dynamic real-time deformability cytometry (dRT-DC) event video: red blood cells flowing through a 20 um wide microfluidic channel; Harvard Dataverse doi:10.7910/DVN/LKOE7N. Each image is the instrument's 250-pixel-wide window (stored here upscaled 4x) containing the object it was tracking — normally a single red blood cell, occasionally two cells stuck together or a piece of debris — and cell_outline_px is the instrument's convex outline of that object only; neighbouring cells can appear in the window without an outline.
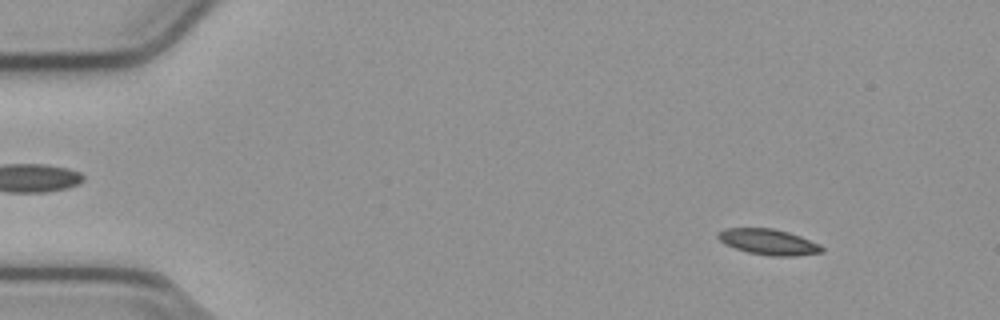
{"species": "common noctule bat (a hibernating species)", "species_latin": "Nyctalus noctula", "temperature_condition": "cold", "stored_images_in_passage": 54, "camera_frame_rate_fps": 3000, "um_per_image_px": 0.085, "animal": {"sex": "male", "body_mass_g": 23.1, "forearm_length_mm": 52.7}, "frame": {"image": 1, "passage_image": 6, "time_ms": 1.667, "image_size_px": [1000, 320], "cell_outline_px": [[824, 252], [796, 256], [772, 256], [748, 252], [724, 244], [716, 236], [716, 232], [724, 228], [772, 228], [788, 232], [800, 236], [820, 244], [824, 248]], "centroid_in_image_um": [65.31, 20.56], "position_along_channel_um": 19.7, "area_um2": 15.66}}
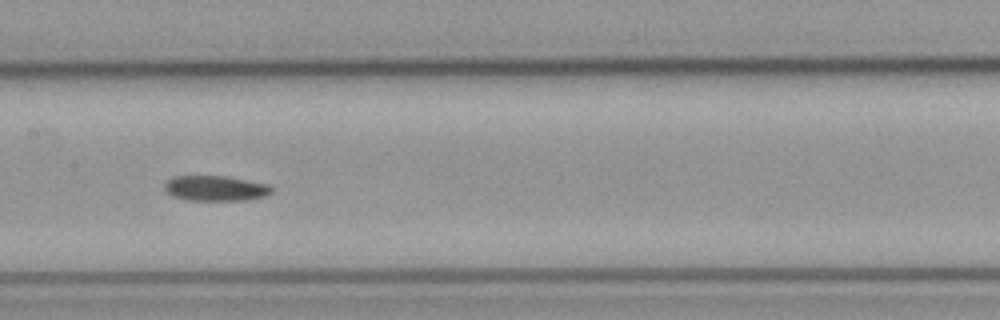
{"frame": {"image": 2, "passage_image": 27, "time_ms": 8.667, "image_size_px": [1000, 320], "cell_outline_px": [[272, 192], [264, 196], [248, 200], [188, 200], [172, 196], [164, 192], [164, 184], [172, 176], [224, 176], [268, 184], [272, 188]], "centroid_in_image_um": [18.27, 16.01], "position_along_channel_um": 189.1, "area_um2": 15.78}}
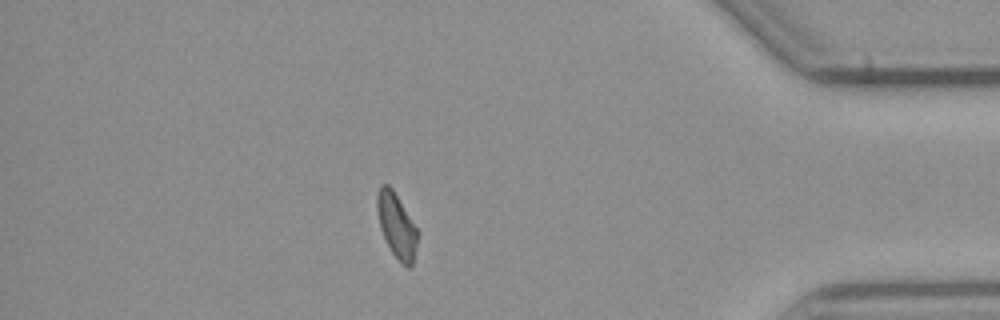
{"frame": {"image": 3, "passage_image": 47, "time_ms": 15.333, "image_size_px": [1000, 320], "cell_outline_px": [[420, 232], [412, 264], [408, 268], [392, 252], [380, 228], [376, 212], [376, 192], [380, 184], [388, 184], [392, 188]], "centroid_in_image_um": [33.7, 19.11], "position_along_channel_um": 401.5, "area_um2": 15.32}}